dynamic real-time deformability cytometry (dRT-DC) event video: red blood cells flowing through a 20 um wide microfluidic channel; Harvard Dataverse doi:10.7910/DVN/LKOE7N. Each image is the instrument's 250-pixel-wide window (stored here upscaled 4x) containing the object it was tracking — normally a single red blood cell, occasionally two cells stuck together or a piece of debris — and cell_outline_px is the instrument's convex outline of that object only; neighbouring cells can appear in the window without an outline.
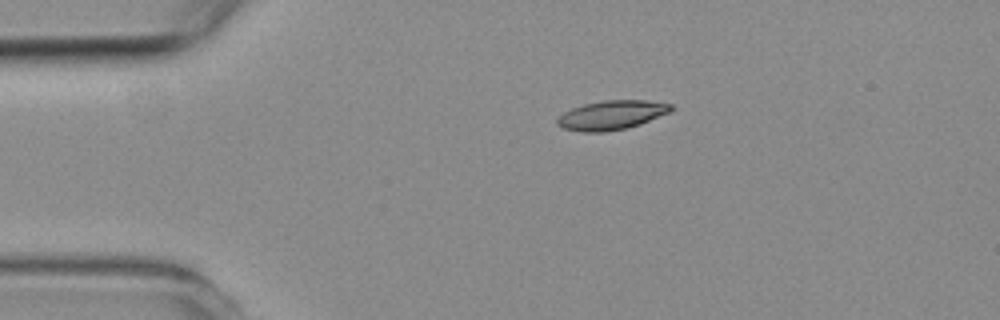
{"species": "common noctule bat (a hibernating species)", "species_latin": "Nyctalus noctula", "temperature_condition": "room temperature", "stored_images_in_passage": 2, "camera_frame_rate_fps": 3000, "um_per_image_px": 0.085, "animal": {"sex": "female", "body_mass_g": 19.3, "forearm_length_mm": 54.1}, "frame": {"image": 1, "passage_image": 1, "time_ms": 0.0, "image_size_px": [1000, 320], "cell_outline_px": [[672, 108], [668, 112], [640, 124], [624, 128], [604, 132], [580, 132], [564, 128], [556, 124], [556, 120], [564, 112], [572, 108], [584, 104], [604, 100], [644, 100], [672, 104]], "centroid_in_image_um": [51.94, 9.78], "position_along_channel_um": 33.1, "area_um2": 19.07}}